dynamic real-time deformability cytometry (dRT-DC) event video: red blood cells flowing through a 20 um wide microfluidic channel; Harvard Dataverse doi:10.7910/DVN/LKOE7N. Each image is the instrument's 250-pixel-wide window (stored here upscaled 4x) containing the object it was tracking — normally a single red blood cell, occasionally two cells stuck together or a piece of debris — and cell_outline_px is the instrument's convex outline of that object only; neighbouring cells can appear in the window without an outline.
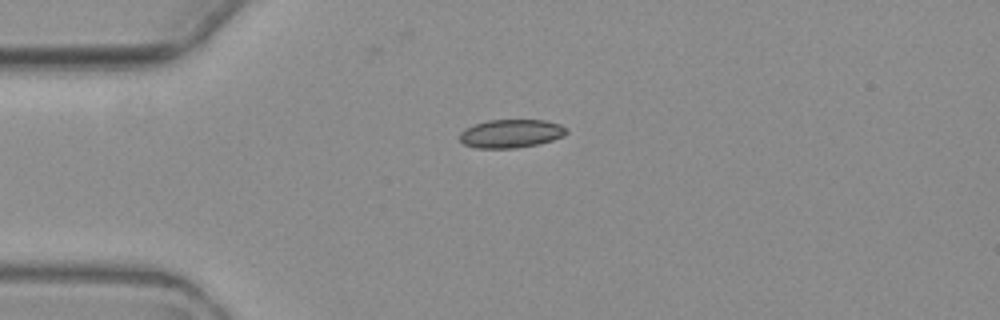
{"species": "common noctule bat (a hibernating species)", "species_latin": "Nyctalus noctula", "temperature_condition": "warm", "stored_images_in_passage": 2, "camera_frame_rate_fps": 3000, "um_per_image_px": 0.085, "animal": {"sex": "female", "body_mass_g": 19.3, "forearm_length_mm": 54.1}, "frame": {"image": 1, "passage_image": 1, "time_ms": 0.0, "image_size_px": [1000, 320], "cell_outline_px": [[568, 132], [564, 136], [552, 140], [536, 144], [516, 148], [476, 148], [464, 144], [460, 140], [460, 132], [464, 128], [488, 120], [544, 120], [560, 124], [568, 128]], "centroid_in_image_um": [43.44, 11.35], "position_along_channel_um": 41.6, "area_um2": 17.69}}